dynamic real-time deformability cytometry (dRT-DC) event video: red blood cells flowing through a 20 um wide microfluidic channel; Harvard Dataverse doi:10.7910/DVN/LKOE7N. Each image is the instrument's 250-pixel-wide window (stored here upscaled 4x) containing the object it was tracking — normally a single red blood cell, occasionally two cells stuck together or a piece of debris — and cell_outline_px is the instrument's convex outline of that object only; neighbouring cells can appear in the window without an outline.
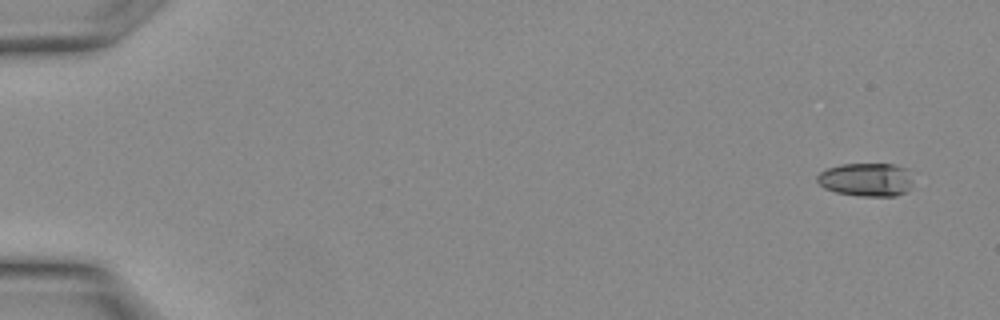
{"species": "Egyptian fruit bat (a non-hibernating species)", "species_latin": "Rousettus aegyptiacus", "temperature_condition": "warm", "stored_images_in_passage": 6, "camera_frame_rate_fps": 3000, "um_per_image_px": 0.085, "animal": {"sex": "female"}, "frame": {"image": 1, "passage_image": 1, "time_ms": 0.0, "image_size_px": [1000, 320], "cell_outline_px": [[912, 188], [896, 196], [856, 196], [836, 192], [824, 188], [816, 180], [816, 176], [820, 172], [828, 168], [840, 164], [892, 164], [908, 168], [912, 180]], "centroid_in_image_um": [73.65, 15.27], "position_along_channel_um": 11.4, "area_um2": 18.9}}